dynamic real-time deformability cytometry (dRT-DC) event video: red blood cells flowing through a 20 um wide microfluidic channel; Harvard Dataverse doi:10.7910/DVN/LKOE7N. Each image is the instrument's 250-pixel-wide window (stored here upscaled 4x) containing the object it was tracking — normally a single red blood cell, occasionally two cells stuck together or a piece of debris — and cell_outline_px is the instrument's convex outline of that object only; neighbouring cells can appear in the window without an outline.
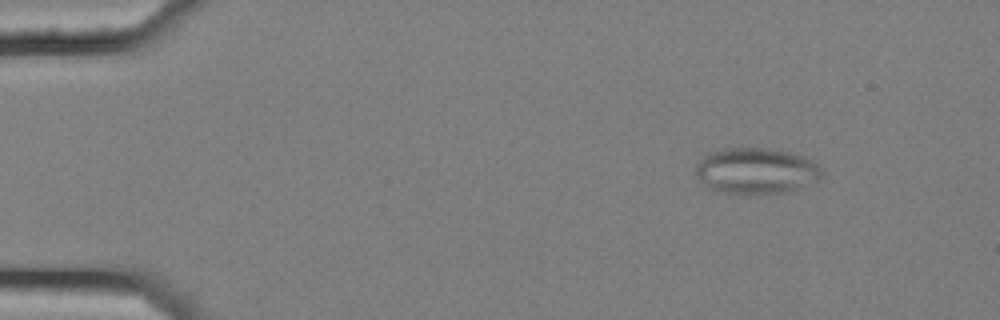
{"species": "common noctule bat (a hibernating species)", "species_latin": "Nyctalus noctula", "temperature_condition": "cold", "stored_images_in_passage": 4, "camera_frame_rate_fps": 3000, "um_per_image_px": 0.085, "animal": {"sex": "female", "body_mass_g": 25.1}, "frame": {"image": 1, "passage_image": 2, "time_ms": 0.333, "image_size_px": [1000, 320], "cell_outline_px": [[824, 172], [816, 180], [788, 192], [760, 196], [740, 196], [716, 192], [708, 188], [696, 176], [696, 164], [704, 156], [712, 152], [724, 148], [768, 148], [788, 152], [804, 156], [812, 160]], "centroid_in_image_um": [64.23, 14.57], "position_along_channel_um": 20.8, "area_um2": 34.56}}